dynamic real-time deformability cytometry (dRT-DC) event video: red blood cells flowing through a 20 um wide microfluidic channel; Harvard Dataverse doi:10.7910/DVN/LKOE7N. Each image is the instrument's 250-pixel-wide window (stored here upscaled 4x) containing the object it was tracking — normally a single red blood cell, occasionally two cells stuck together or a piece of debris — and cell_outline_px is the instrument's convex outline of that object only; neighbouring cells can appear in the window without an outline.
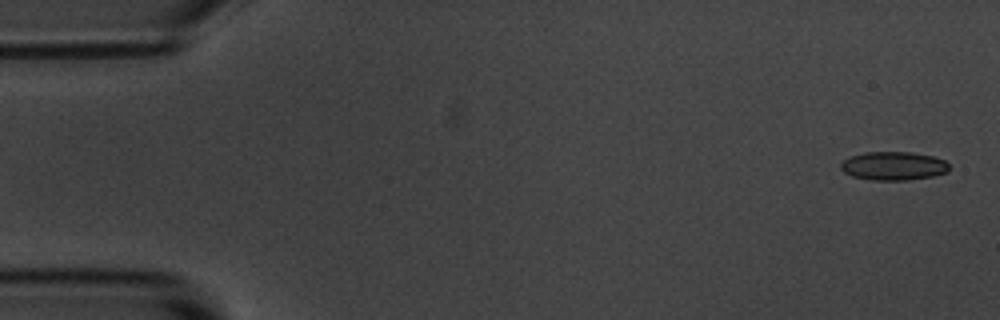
{"species": "common noctule bat (a hibernating species)", "species_latin": "Nyctalus noctula", "temperature_condition": "room temperature", "stored_images_in_passage": 4, "camera_frame_rate_fps": 3000, "um_per_image_px": 0.085, "animal": {"sex": "male", "body_mass_g": 20.1, "forearm_length_mm": 53.5}, "frame": {"image": 1, "passage_image": 1, "time_ms": 0.0, "image_size_px": [1000, 320], "cell_outline_px": [[948, 172], [932, 176], [908, 180], [872, 180], [852, 176], [844, 172], [840, 168], [840, 164], [848, 156], [864, 152], [912, 152], [932, 156], [944, 160], [948, 164]], "centroid_in_image_um": [75.91, 14.1], "position_along_channel_um": 9.1, "area_um2": 18.09}}
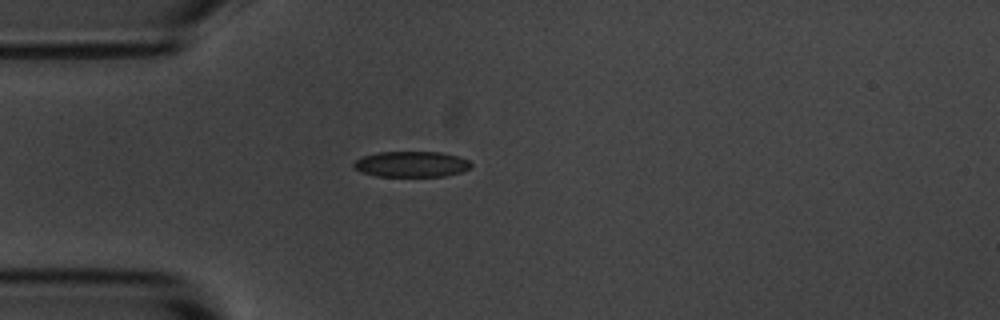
{"frame": {"image": 2, "passage_image": 4, "time_ms": 4.333, "image_size_px": [1000, 320], "cell_outline_px": [[472, 164], [468, 168], [460, 172], [444, 176], [376, 176], [364, 172], [356, 168], [352, 164], [356, 160], [364, 156], [380, 152], [440, 152], [456, 156], [468, 160]], "centroid_in_image_um": [34.97, 13.95], "position_along_channel_um": 50.0, "area_um2": 17.22}}